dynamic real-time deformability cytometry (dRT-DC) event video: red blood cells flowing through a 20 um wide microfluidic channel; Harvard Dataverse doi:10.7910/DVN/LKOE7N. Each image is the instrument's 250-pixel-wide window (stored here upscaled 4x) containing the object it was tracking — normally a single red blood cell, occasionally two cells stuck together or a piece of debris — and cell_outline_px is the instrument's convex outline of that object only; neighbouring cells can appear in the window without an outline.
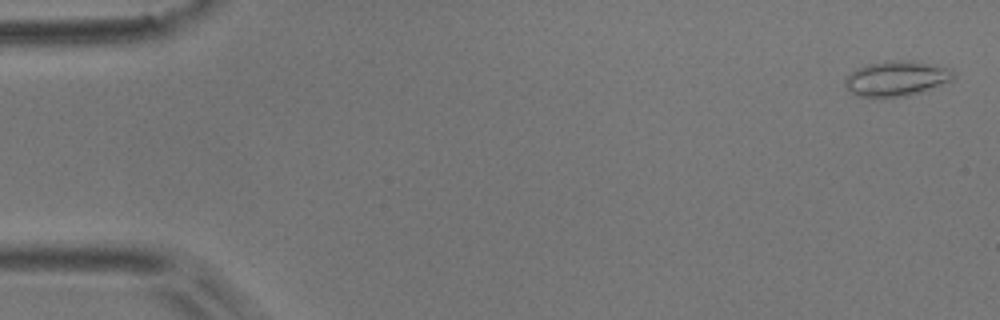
{"species": "common noctule bat (a hibernating species)", "species_latin": "Nyctalus noctula", "temperature_condition": "room temperature", "stored_images_in_passage": 54, "camera_frame_rate_fps": 3000, "um_per_image_px": 0.085, "animal": {"sex": "male", "body_mass_g": 17.9}, "frame": {"image": 1, "passage_image": 2, "time_ms": 0.333, "image_size_px": [1000, 320], "cell_outline_px": [[956, 76], [952, 80], [908, 96], [856, 96], [844, 84], [844, 80], [852, 72], [868, 64], [888, 60], [908, 60], [952, 68], [956, 72]], "centroid_in_image_um": [76.25, 6.65], "position_along_channel_um": 8.8, "area_um2": 21.85}}
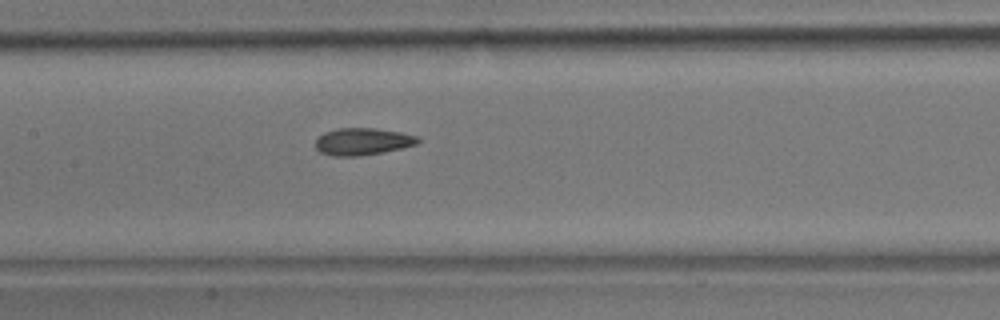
{"frame": {"image": 2, "passage_image": 26, "time_ms": 8.333, "image_size_px": [1000, 320], "cell_outline_px": [[420, 140], [416, 144], [400, 148], [380, 152], [356, 156], [336, 156], [320, 152], [316, 148], [316, 136], [324, 132], [340, 128], [376, 128], [400, 132], [416, 136]], "centroid_in_image_um": [30.77, 12.01], "position_along_channel_um": 176.6, "area_um2": 15.95}}
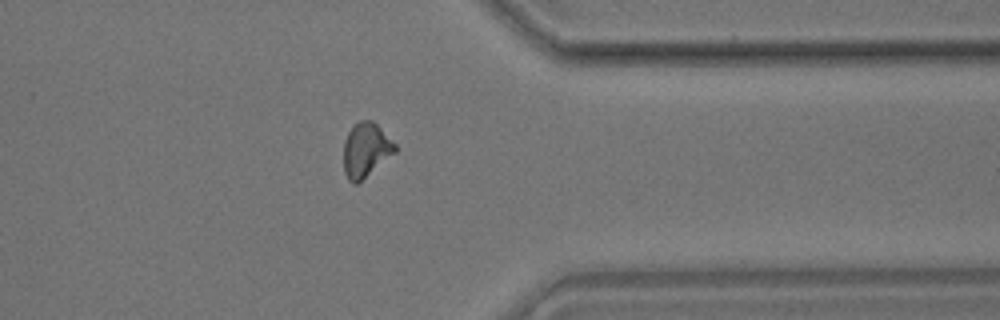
{"frame": {"image": 3, "passage_image": 43, "time_ms": 14.0, "image_size_px": [1000, 320], "cell_outline_px": [[396, 152], [356, 184], [352, 184], [348, 180], [344, 172], [344, 140], [348, 132], [360, 120], [372, 120], [396, 144]], "centroid_in_image_um": [31.09, 12.75], "position_along_channel_um": 380.3, "area_um2": 16.07}, "authors_computed_cell_mechanics": {"area_um2": 16.0973, "velocity_mm_per_s": 3.7475, "shape_relaxation_time_tau1_ms": null, "shape_relaxation_time_tau2_ms": 3.3056, "deformation_change_tau1": null, "deformation_change_tau2": 0.0963}}